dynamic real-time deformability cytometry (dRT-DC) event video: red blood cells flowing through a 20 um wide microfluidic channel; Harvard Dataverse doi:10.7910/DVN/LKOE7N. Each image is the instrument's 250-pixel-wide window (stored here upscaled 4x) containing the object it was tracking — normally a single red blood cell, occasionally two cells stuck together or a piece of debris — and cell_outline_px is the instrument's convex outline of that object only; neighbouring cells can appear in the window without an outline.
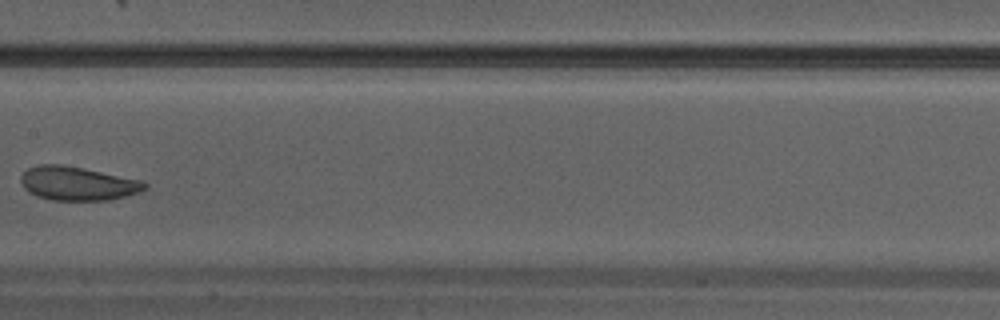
{"species": "Egyptian fruit bat (a non-hibernating species)", "species_latin": "Rousettus aegyptiacus", "temperature_condition": "warm", "stored_images_in_passage": 30, "camera_frame_rate_fps": 3000, "um_per_image_px": 0.085, "animal": {"sex": "male"}, "frame": {"image": 1, "passage_image": 13, "time_ms": 4.0, "image_size_px": [1000, 320], "cell_outline_px": [[148, 188], [124, 196], [108, 200], [52, 200], [36, 196], [28, 192], [24, 188], [20, 180], [20, 176], [28, 168], [40, 164], [64, 164], [144, 180], [148, 184]], "centroid_in_image_um": [6.59, 15.58], "position_along_channel_um": 200.8, "area_um2": 24.57}}